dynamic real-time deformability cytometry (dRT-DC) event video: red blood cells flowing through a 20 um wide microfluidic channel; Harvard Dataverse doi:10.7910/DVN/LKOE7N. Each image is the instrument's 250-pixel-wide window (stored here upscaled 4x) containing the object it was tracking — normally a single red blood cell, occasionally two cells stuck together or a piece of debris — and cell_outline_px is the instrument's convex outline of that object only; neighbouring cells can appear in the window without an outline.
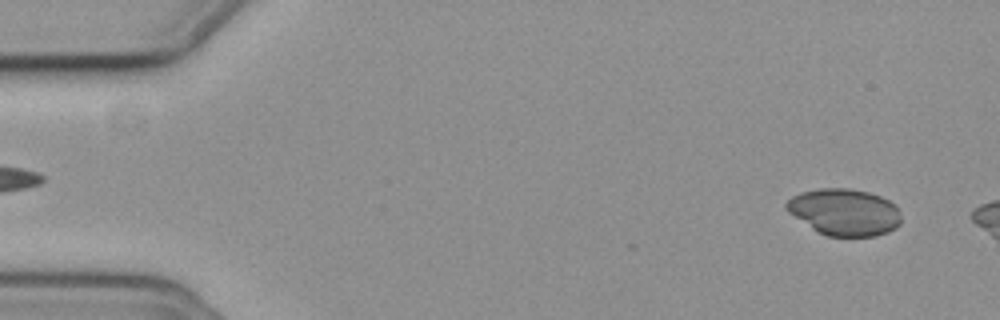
{"species": "common noctule bat (a hibernating species)", "species_latin": "Nyctalus noctula", "temperature_condition": "cold", "stored_images_in_passage": 10, "camera_frame_rate_fps": 3000, "um_per_image_px": 0.085, "animal": {"sex": "female", "body_mass_g": 19.3, "forearm_length_mm": 54.1}, "frame": {"image": 1, "passage_image": 3, "time_ms": 0.667, "image_size_px": [1000, 320], "cell_outline_px": [[900, 224], [896, 228], [888, 232], [876, 236], [828, 236], [812, 228], [788, 212], [784, 204], [792, 196], [800, 192], [820, 188], [848, 188], [868, 192], [880, 196], [896, 204], [900, 216]], "centroid_in_image_um": [71.78, 18.02], "position_along_channel_um": 13.2, "area_um2": 31.21}}